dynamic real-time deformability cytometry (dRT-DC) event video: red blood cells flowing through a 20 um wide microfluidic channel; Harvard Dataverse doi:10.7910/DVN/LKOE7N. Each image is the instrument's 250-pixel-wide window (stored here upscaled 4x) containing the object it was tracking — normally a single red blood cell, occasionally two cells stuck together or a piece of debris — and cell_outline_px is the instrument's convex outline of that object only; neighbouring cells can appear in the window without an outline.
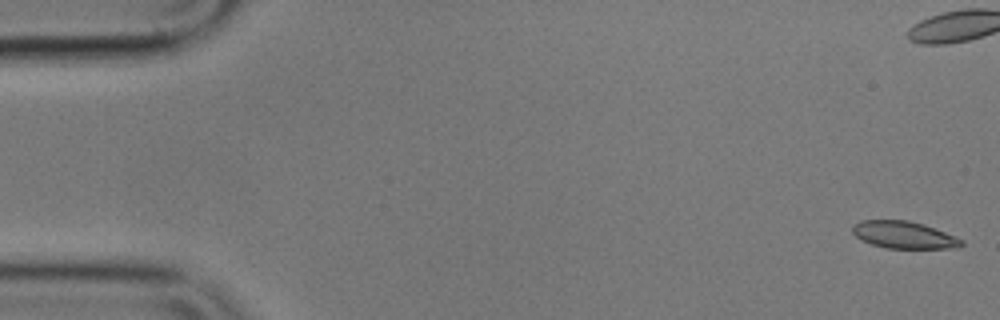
{"species": "common noctule bat (a hibernating species)", "species_latin": "Nyctalus noctula", "temperature_condition": "cold", "stored_images_in_passage": 56, "camera_frame_rate_fps": 3000, "um_per_image_px": 0.085, "animal": {"sex": "male", "body_mass_g": 17.9}, "frame": {"image": 1, "passage_image": 1, "time_ms": 0.0, "image_size_px": [1000, 320], "cell_outline_px": [[964, 244], [960, 248], [884, 248], [872, 244], [856, 236], [852, 232], [852, 224], [860, 220], [908, 220], [924, 224], [964, 240]], "centroid_in_image_um": [76.83, 19.96], "position_along_channel_um": 8.2, "area_um2": 17.28}}
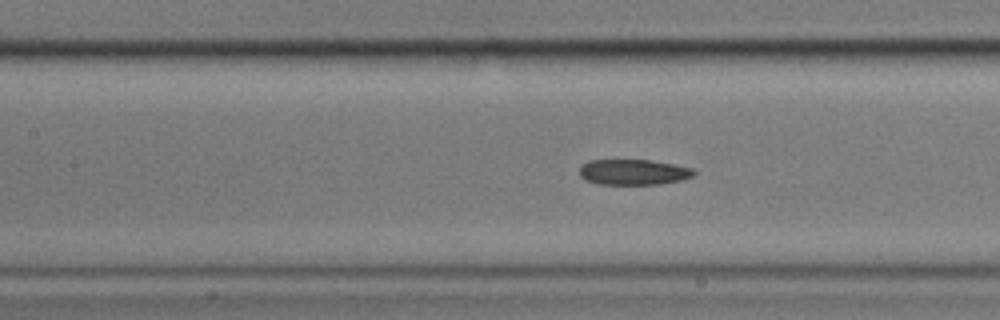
{"frame": {"image": 2, "passage_image": 24, "time_ms": 7.667, "image_size_px": [1000, 320], "cell_outline_px": [[696, 172], [692, 176], [684, 180], [660, 184], [600, 184], [584, 180], [580, 176], [580, 168], [588, 160], [648, 160], [672, 164], [692, 168]], "centroid_in_image_um": [53.84, 14.63], "position_along_channel_um": 153.6, "area_um2": 16.99}}
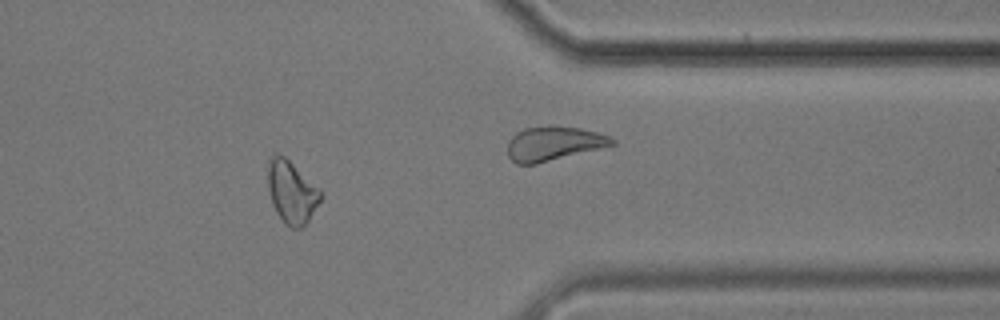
{"frame": {"image": 3, "passage_image": 45, "time_ms": 14.667, "image_size_px": [1000, 320], "cell_outline_px": [[320, 200], [308, 220], [300, 228], [292, 228], [276, 212], [272, 204], [268, 188], [268, 160], [272, 156], [284, 156], [320, 188]], "centroid_in_image_um": [24.78, 16.31], "position_along_channel_um": 386.6, "area_um2": 18.61}, "authors_computed_cell_mechanics": {"area_um2": 18.2359, "velocity_mm_per_s": 3.5785, "shape_relaxation_time_tau1_ms": null, "shape_relaxation_time_tau2_ms": 6.862, "deformation_change_tau1": null, "deformation_change_tau2": 0.1457}}